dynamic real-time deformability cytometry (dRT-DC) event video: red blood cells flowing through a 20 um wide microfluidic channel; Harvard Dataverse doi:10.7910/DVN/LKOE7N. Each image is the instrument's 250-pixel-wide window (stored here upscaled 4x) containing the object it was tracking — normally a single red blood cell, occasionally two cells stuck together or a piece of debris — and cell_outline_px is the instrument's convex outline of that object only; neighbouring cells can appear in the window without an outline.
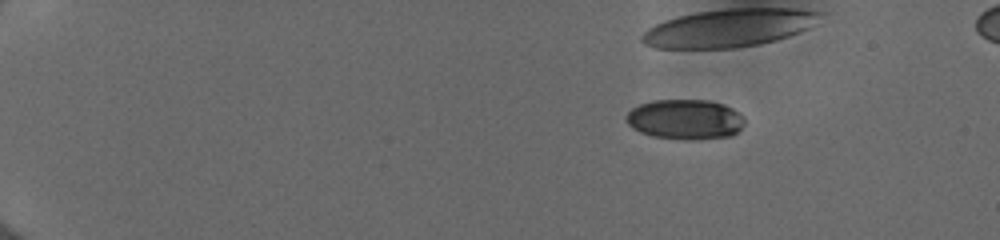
{"species": "human", "species_latin": "Homo sapiens", "temperature_condition": "cold", "stored_images_in_passage": 20, "camera_frame_rate_fps": 3000, "um_per_image_px": 0.085, "donor": {"sex": "female"}, "frame": {"image": 1, "passage_image": 9, "time_ms": 2.667, "image_size_px": [1000, 240], "cell_outline_px": [[744, 124], [732, 136], [700, 140], [688, 140], [652, 136], [640, 132], [632, 128], [628, 124], [624, 116], [632, 108], [640, 104], [652, 100], [712, 100], [724, 104], [732, 108], [744, 120]], "centroid_in_image_um": [58.21, 10.15], "position_along_channel_um": 26.8, "area_um2": 27.8}}